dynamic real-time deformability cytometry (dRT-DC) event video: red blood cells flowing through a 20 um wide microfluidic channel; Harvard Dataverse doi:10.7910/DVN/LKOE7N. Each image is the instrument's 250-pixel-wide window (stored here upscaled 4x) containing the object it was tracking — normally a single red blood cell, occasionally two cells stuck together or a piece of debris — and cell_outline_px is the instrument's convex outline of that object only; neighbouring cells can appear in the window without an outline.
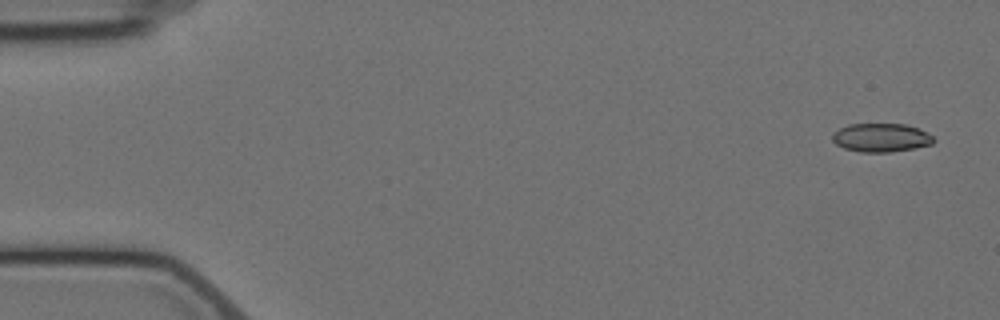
{"species": "Egyptian fruit bat (a non-hibernating species)", "species_latin": "Rousettus aegyptiacus", "temperature_condition": "cold", "stored_images_in_passage": 8, "camera_frame_rate_fps": 3000, "um_per_image_px": 0.085, "animal": {"sex": "female"}, "frame": {"image": 1, "passage_image": 1, "time_ms": 0.0, "image_size_px": [1000, 320], "cell_outline_px": [[936, 140], [932, 144], [916, 148], [888, 152], [860, 152], [844, 148], [836, 144], [832, 140], [832, 136], [840, 128], [848, 124], [904, 124], [916, 128], [932, 136]], "centroid_in_image_um": [74.88, 11.71], "position_along_channel_um": 10.1, "area_um2": 16.7}}
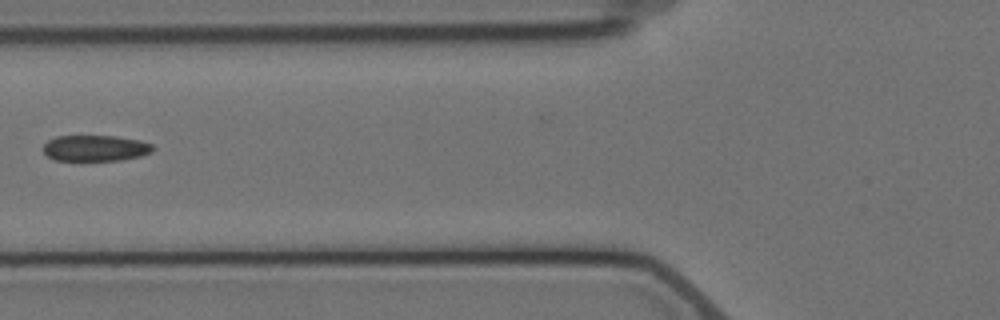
{"frame": {"image": 2, "passage_image": 6, "time_ms": 6.667, "image_size_px": [1000, 320], "cell_outline_px": [[156, 148], [152, 152], [140, 156], [124, 160], [80, 164], [56, 160], [48, 156], [44, 152], [44, 144], [48, 140], [56, 136], [116, 136], [140, 140], [152, 144]], "centroid_in_image_um": [8.11, 12.65], "position_along_channel_um": 117.7, "area_um2": 17.63}}
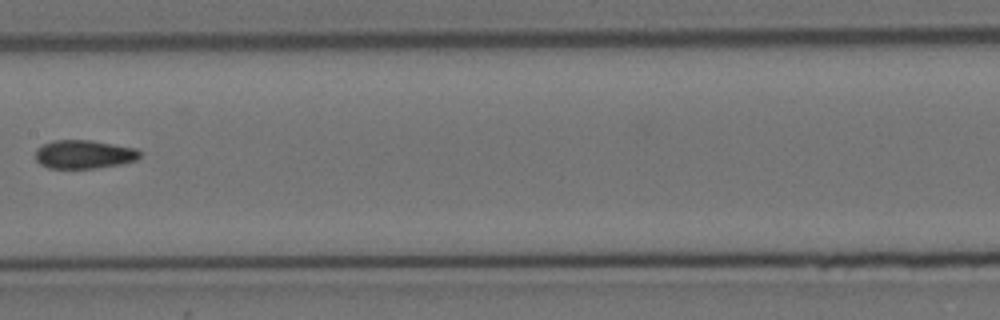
{"frame": {"image": 3, "passage_image": 8, "time_ms": 9.0, "image_size_px": [1000, 320], "cell_outline_px": [[140, 156], [136, 160], [120, 164], [96, 168], [48, 168], [40, 164], [36, 160], [36, 148], [52, 140], [92, 140], [136, 148], [140, 152]], "centroid_in_image_um": [7.13, 13.11], "position_along_channel_um": 200.3, "area_um2": 17.4}}